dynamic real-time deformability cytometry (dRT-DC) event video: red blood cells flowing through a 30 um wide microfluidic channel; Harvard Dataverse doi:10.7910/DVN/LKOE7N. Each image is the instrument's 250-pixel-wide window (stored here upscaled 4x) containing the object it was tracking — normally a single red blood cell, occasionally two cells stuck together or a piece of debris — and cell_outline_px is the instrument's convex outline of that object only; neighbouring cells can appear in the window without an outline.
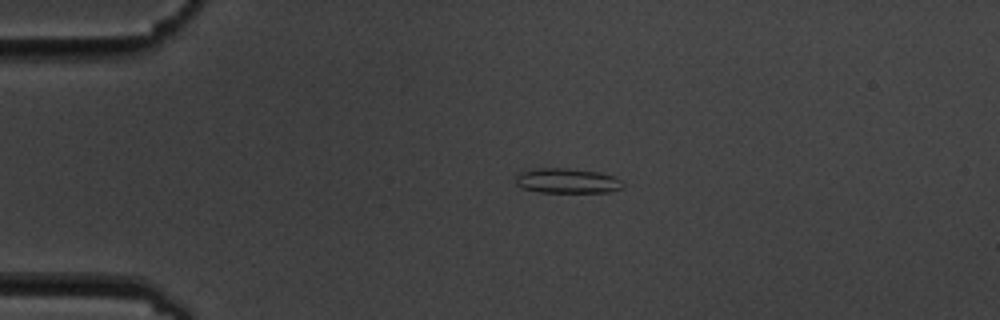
{"species": "common noctule bat (a hibernating species)", "species_latin": "Nyctalus noctula", "temperature_condition": "cold", "stored_images_in_passage": 3, "camera_frame_rate_fps": 3000, "um_per_image_px": 0.085, "animal": {"sex": "male", "body_mass_g": 19.5, "forearm_length_mm": 54.6}, "frame": {"image": 1, "passage_image": 2, "time_ms": 2.0, "image_size_px": [1000, 320], "cell_outline_px": [[624, 188], [608, 192], [540, 192], [520, 188], [516, 184], [516, 176], [520, 172], [536, 168], [568, 168], [600, 172], [612, 176], [620, 180], [624, 184]], "centroid_in_image_um": [48.2, 15.37], "position_along_channel_um": 36.8, "area_um2": 15.66}}